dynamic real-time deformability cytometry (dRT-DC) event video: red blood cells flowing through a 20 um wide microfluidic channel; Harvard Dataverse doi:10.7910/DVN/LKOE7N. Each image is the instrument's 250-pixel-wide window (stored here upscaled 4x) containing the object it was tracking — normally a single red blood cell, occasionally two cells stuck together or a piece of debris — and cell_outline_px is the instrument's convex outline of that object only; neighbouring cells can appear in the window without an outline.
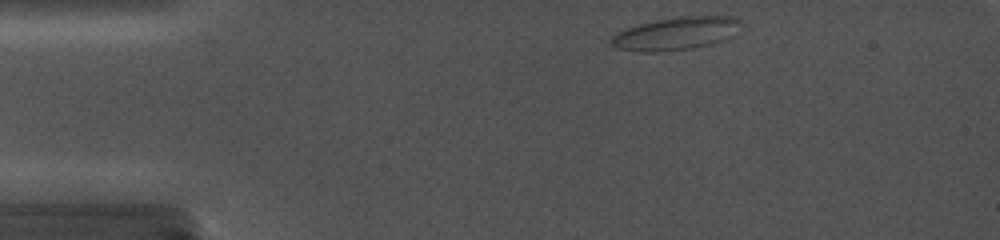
{"species": "common noctule bat (a hibernating species)", "species_latin": "Nyctalus noctula", "temperature_condition": "cold", "stored_images_in_passage": 22, "camera_frame_rate_fps": 5000, "um_per_image_px": 0.085, "animal": {"sex": "female", "body_mass_g": 19.0, "forearm_length_mm": 56.7}, "frame": {"image": 1, "passage_image": 1, "time_ms": 0.0, "image_size_px": [1000, 240], "cell_outline_px": [[744, 32], [728, 40], [692, 48], [656, 52], [640, 52], [616, 48], [608, 40], [616, 32], [624, 28], [656, 20], [680, 16], [732, 16], [740, 20], [744, 24]], "centroid_in_image_um": [57.57, 2.84], "position_along_channel_um": 27.4, "area_um2": 25.66}}
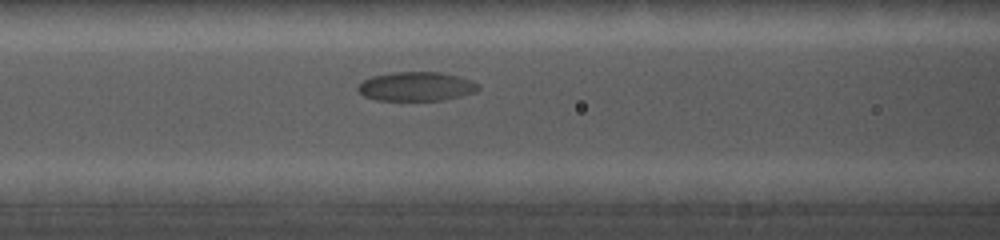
{"frame": {"image": 2, "passage_image": 12, "time_ms": 5.0, "image_size_px": [1000, 240], "cell_outline_px": [[480, 88], [476, 92], [444, 100], [376, 100], [364, 96], [356, 88], [364, 80], [372, 76], [392, 72], [444, 72], [472, 80], [480, 84]], "centroid_in_image_um": [35.42, 7.34], "position_along_channel_um": 131.2, "area_um2": 20.52}}
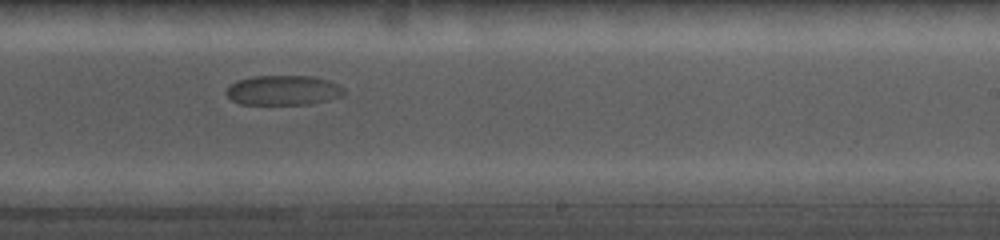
{"frame": {"image": 3, "passage_image": 21, "time_ms": 9.0, "image_size_px": [1000, 240], "cell_outline_px": [[344, 96], [312, 104], [240, 104], [232, 100], [224, 92], [228, 84], [236, 80], [252, 76], [312, 76], [328, 80], [344, 88]], "centroid_in_image_um": [24.04, 7.67], "position_along_channel_um": 265.0, "area_um2": 20.69}}